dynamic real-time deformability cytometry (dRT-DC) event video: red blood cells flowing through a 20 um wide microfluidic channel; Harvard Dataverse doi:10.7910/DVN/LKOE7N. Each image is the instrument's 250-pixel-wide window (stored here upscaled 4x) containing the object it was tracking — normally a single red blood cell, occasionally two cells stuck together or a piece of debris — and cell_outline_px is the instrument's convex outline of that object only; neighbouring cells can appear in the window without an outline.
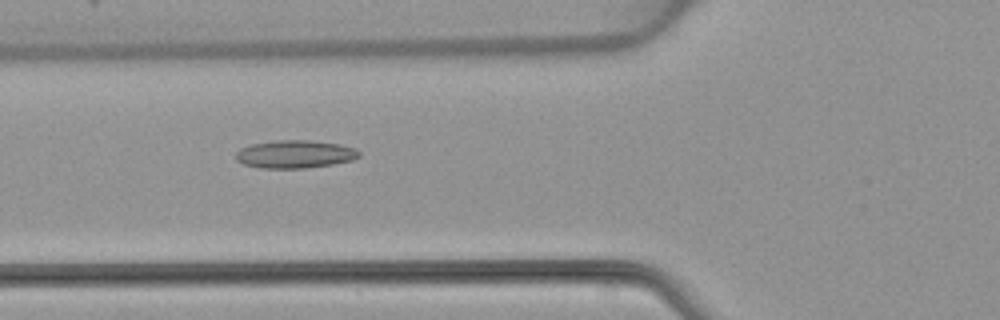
{"species": "common noctule bat (a hibernating species)", "species_latin": "Nyctalus noctula", "temperature_condition": "warm", "stored_images_in_passage": 5, "camera_frame_rate_fps": 3000, "um_per_image_px": 0.085, "animal": {"sex": "female", "body_mass_g": 22.7, "forearm_length_mm": 54.2}, "frame": {"image": 1, "passage_image": 5, "time_ms": 5.0, "image_size_px": [1000, 320], "cell_outline_px": [[360, 156], [352, 160], [332, 164], [304, 168], [260, 168], [244, 164], [236, 160], [236, 152], [240, 148], [252, 144], [276, 140], [308, 140], [340, 144], [356, 148], [360, 152]], "centroid_in_image_um": [25.07, 13.1], "position_along_channel_um": 100.7, "area_um2": 20.06}}